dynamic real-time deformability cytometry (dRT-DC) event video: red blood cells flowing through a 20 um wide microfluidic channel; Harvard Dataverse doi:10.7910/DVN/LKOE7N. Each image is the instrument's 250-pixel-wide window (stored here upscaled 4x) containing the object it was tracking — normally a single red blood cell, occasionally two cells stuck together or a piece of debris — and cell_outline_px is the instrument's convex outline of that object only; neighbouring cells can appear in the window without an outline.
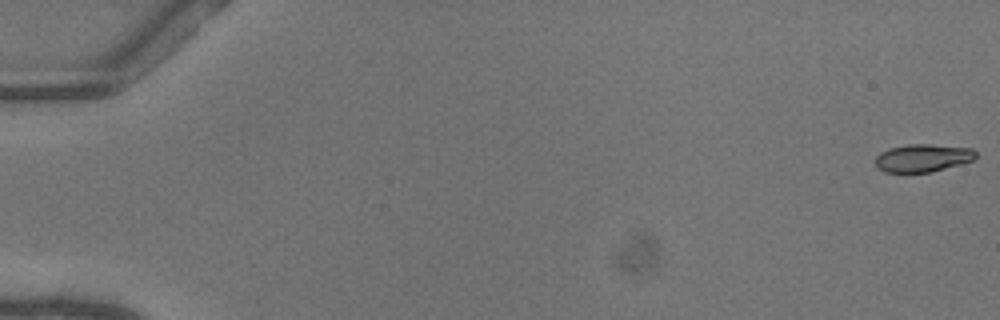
{"species": "common noctule bat (a hibernating species)", "species_latin": "Nyctalus noctula", "temperature_condition": "warm", "stored_images_in_passage": 37, "camera_frame_rate_fps": 3000, "um_per_image_px": 0.085, "animal": {"sex": "female"}, "frame": {"image": 1, "passage_image": 1, "time_ms": 0.0, "image_size_px": [1000, 320], "cell_outline_px": [[976, 156], [972, 160], [960, 164], [932, 172], [884, 172], [876, 168], [876, 156], [880, 152], [892, 148], [908, 144], [928, 144], [972, 148], [976, 152]], "centroid_in_image_um": [78.42, 13.43], "position_along_channel_um": 6.6, "area_um2": 16.18}}
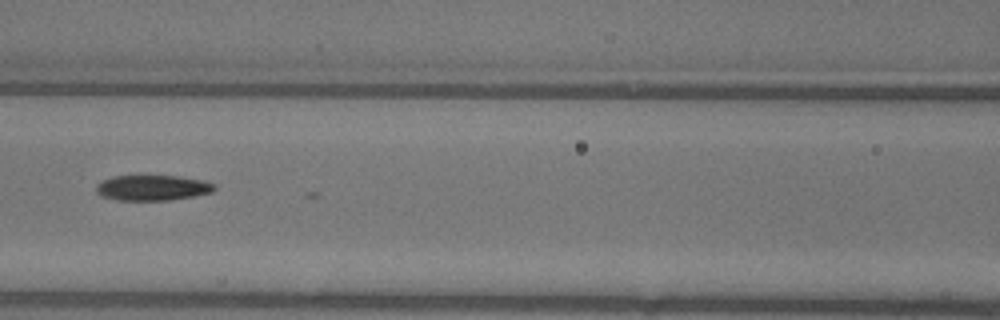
{"frame": {"image": 2, "passage_image": 25, "time_ms": 8.0, "image_size_px": [1000, 320], "cell_outline_px": [[216, 188], [212, 192], [192, 196], [168, 200], [116, 200], [100, 196], [96, 192], [96, 184], [100, 180], [112, 176], [180, 176], [204, 180], [216, 184]], "centroid_in_image_um": [12.93, 15.95], "position_along_channel_um": 153.7, "area_um2": 17.69}}
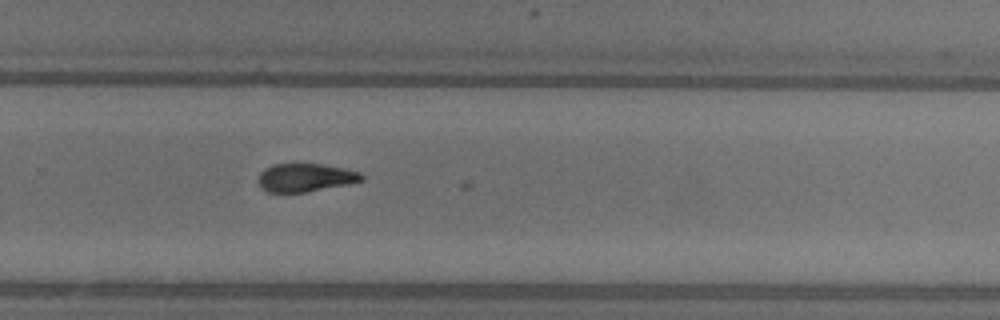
{"frame": {"image": 3, "passage_image": 36, "time_ms": 11.667, "image_size_px": [1000, 320], "cell_outline_px": [[364, 180], [348, 184], [304, 192], [268, 192], [260, 188], [260, 172], [264, 168], [272, 164], [320, 164], [344, 168], [360, 172], [364, 176]], "centroid_in_image_um": [25.97, 15.09], "position_along_channel_um": 303.8, "area_um2": 16.88}}